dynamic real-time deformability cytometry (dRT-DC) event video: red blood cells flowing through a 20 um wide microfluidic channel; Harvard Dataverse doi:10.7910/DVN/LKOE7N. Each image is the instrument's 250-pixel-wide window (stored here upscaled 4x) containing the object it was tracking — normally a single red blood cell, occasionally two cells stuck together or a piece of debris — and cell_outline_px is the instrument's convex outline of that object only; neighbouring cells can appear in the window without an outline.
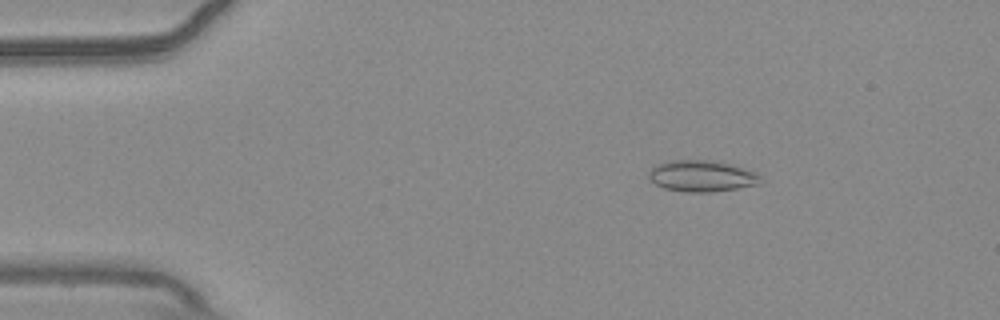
{"species": "common noctule bat (a hibernating species)", "species_latin": "Nyctalus noctula", "temperature_condition": "warm", "stored_images_in_passage": 55, "camera_frame_rate_fps": 3000, "um_per_image_px": 0.085, "animal": {"sex": "male", "body_mass_g": 20.4}, "frame": {"image": 1, "passage_image": 9, "time_ms": 2.667, "image_size_px": [1000, 320], "cell_outline_px": [[764, 180], [760, 184], [736, 188], [708, 192], [684, 192], [664, 188], [656, 184], [648, 176], [648, 172], [656, 164], [672, 160], [712, 160], [744, 168], [756, 172]], "centroid_in_image_um": [59.66, 14.96], "position_along_channel_um": 25.3, "area_um2": 20.35}}
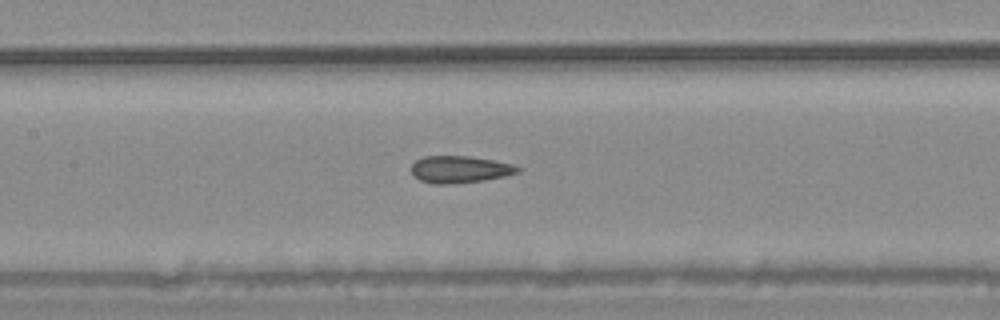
{"frame": {"image": 2, "passage_image": 26, "time_ms": 8.333, "image_size_px": [1000, 320], "cell_outline_px": [[524, 168], [520, 172], [504, 176], [484, 180], [452, 184], [432, 184], [420, 180], [412, 176], [412, 164], [416, 160], [424, 156], [468, 156], [492, 160], [512, 164]], "centroid_in_image_um": [39.08, 14.4], "position_along_channel_um": 168.3, "area_um2": 16.88}}
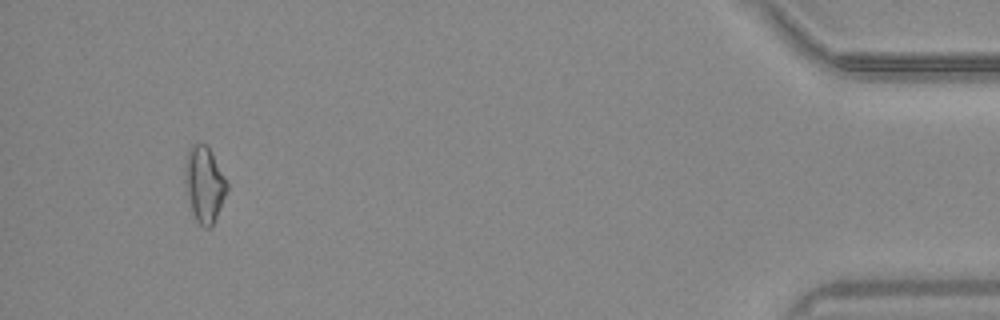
{"frame": {"image": 3, "passage_image": 52, "time_ms": 17.0, "image_size_px": [1000, 320], "cell_outline_px": [[228, 188], [216, 216], [212, 224], [208, 228], [204, 228], [196, 220], [192, 212], [184, 192], [184, 160], [188, 148], [192, 144], [204, 144], [208, 148], [224, 176], [228, 184]], "centroid_in_image_um": [17.3, 15.66], "position_along_channel_um": 417.9, "area_um2": 18.55}, "authors_computed_cell_mechanics": {"area_um2": 17.3978, "velocity_mm_per_s": 3.7139, "shape_relaxation_time_tau1_ms": null, "shape_relaxation_time_tau2_ms": 2.2113, "deformation_change_tau1": null, "deformation_change_tau2": 0.0999}}